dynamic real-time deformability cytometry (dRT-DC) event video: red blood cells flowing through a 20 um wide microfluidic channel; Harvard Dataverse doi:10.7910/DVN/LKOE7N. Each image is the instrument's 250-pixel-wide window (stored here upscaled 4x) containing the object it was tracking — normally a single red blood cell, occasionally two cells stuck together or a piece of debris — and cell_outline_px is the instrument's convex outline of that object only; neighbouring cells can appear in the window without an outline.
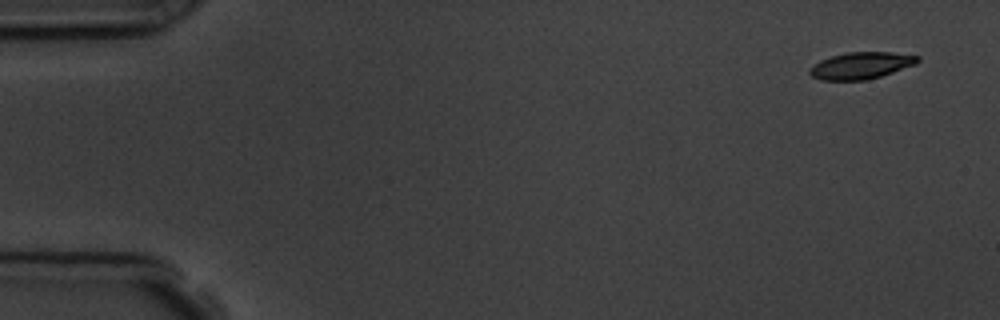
{"species": "common noctule bat (a hibernating species)", "species_latin": "Nyctalus noctula", "temperature_condition": "room temperature", "stored_images_in_passage": 8, "camera_frame_rate_fps": 3000, "um_per_image_px": 0.085, "animal": {"sex": "male", "body_mass_g": 19.5, "forearm_length_mm": 54.6}, "frame": {"image": 1, "passage_image": 1, "time_ms": 0.0, "image_size_px": [1000, 320], "cell_outline_px": [[920, 60], [916, 64], [880, 76], [864, 80], [820, 80], [812, 76], [808, 72], [808, 68], [820, 60], [832, 56], [848, 52], [888, 52], [920, 56]], "centroid_in_image_um": [73.16, 5.57], "position_along_channel_um": 11.8, "area_um2": 16.76}}